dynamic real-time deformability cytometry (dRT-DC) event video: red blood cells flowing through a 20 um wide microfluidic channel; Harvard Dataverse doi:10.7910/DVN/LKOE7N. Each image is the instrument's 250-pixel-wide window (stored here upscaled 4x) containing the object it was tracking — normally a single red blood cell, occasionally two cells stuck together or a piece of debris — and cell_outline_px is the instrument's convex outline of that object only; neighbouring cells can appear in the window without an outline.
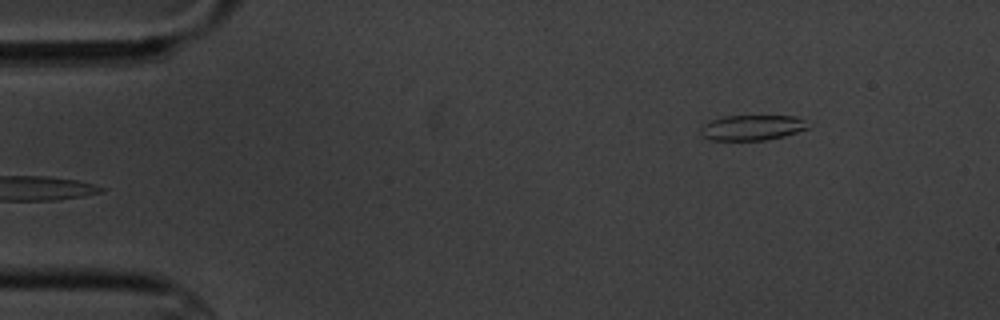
{"species": "common noctule bat (a hibernating species)", "species_latin": "Nyctalus noctula", "temperature_condition": "cold", "stored_images_in_passage": 5, "segment_of_instrument_passage": [2, 2], "camera_frame_rate_fps": 3000, "um_per_image_px": 0.085, "animal": {"sex": "male", "body_mass_g": 20.1, "forearm_length_mm": 53.5}, "frame": {"image": 1, "passage_image": 5, "time_ms": 4.333, "image_size_px": [1000, 320], "cell_outline_px": [[812, 128], [784, 136], [764, 140], [712, 140], [704, 136], [700, 132], [700, 128], [708, 120], [724, 116], [796, 116], [804, 120]], "centroid_in_image_um": [63.95, 10.84], "position_along_channel_um": 21.1, "area_um2": 15.95}}